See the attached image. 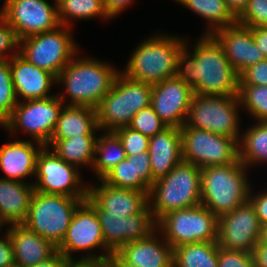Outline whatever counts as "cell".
<instances>
[{
    "instance_id": "obj_36",
    "label": "cell",
    "mask_w": 267,
    "mask_h": 267,
    "mask_svg": "<svg viewBox=\"0 0 267 267\" xmlns=\"http://www.w3.org/2000/svg\"><path fill=\"white\" fill-rule=\"evenodd\" d=\"M17 103L10 60L0 59V126L11 116Z\"/></svg>"
},
{
    "instance_id": "obj_30",
    "label": "cell",
    "mask_w": 267,
    "mask_h": 267,
    "mask_svg": "<svg viewBox=\"0 0 267 267\" xmlns=\"http://www.w3.org/2000/svg\"><path fill=\"white\" fill-rule=\"evenodd\" d=\"M180 5L206 19L205 33L214 34L217 30L237 23V17L224 0H174Z\"/></svg>"
},
{
    "instance_id": "obj_14",
    "label": "cell",
    "mask_w": 267,
    "mask_h": 267,
    "mask_svg": "<svg viewBox=\"0 0 267 267\" xmlns=\"http://www.w3.org/2000/svg\"><path fill=\"white\" fill-rule=\"evenodd\" d=\"M95 248L102 249V254H90V251ZM57 250L69 260H75L72 255L80 251H87L86 253L89 252V254L79 257L78 260H102L112 253L105 245L96 211L86 201H83L75 210L67 233Z\"/></svg>"
},
{
    "instance_id": "obj_15",
    "label": "cell",
    "mask_w": 267,
    "mask_h": 267,
    "mask_svg": "<svg viewBox=\"0 0 267 267\" xmlns=\"http://www.w3.org/2000/svg\"><path fill=\"white\" fill-rule=\"evenodd\" d=\"M47 0H4L3 18L19 40L48 32L60 26L57 3Z\"/></svg>"
},
{
    "instance_id": "obj_25",
    "label": "cell",
    "mask_w": 267,
    "mask_h": 267,
    "mask_svg": "<svg viewBox=\"0 0 267 267\" xmlns=\"http://www.w3.org/2000/svg\"><path fill=\"white\" fill-rule=\"evenodd\" d=\"M102 180L117 188L149 191L154 183L149 151L128 155L112 168Z\"/></svg>"
},
{
    "instance_id": "obj_48",
    "label": "cell",
    "mask_w": 267,
    "mask_h": 267,
    "mask_svg": "<svg viewBox=\"0 0 267 267\" xmlns=\"http://www.w3.org/2000/svg\"><path fill=\"white\" fill-rule=\"evenodd\" d=\"M255 267H267V244L259 241L252 251Z\"/></svg>"
},
{
    "instance_id": "obj_47",
    "label": "cell",
    "mask_w": 267,
    "mask_h": 267,
    "mask_svg": "<svg viewBox=\"0 0 267 267\" xmlns=\"http://www.w3.org/2000/svg\"><path fill=\"white\" fill-rule=\"evenodd\" d=\"M68 262L69 259H67L63 253L57 250L51 257L32 267H66Z\"/></svg>"
},
{
    "instance_id": "obj_39",
    "label": "cell",
    "mask_w": 267,
    "mask_h": 267,
    "mask_svg": "<svg viewBox=\"0 0 267 267\" xmlns=\"http://www.w3.org/2000/svg\"><path fill=\"white\" fill-rule=\"evenodd\" d=\"M114 133L121 140L127 156L133 154L137 155L149 149L150 137L143 135L141 132L129 126L118 128Z\"/></svg>"
},
{
    "instance_id": "obj_33",
    "label": "cell",
    "mask_w": 267,
    "mask_h": 267,
    "mask_svg": "<svg viewBox=\"0 0 267 267\" xmlns=\"http://www.w3.org/2000/svg\"><path fill=\"white\" fill-rule=\"evenodd\" d=\"M127 157L123 144L114 132H104L97 138L91 170L102 179L112 168Z\"/></svg>"
},
{
    "instance_id": "obj_18",
    "label": "cell",
    "mask_w": 267,
    "mask_h": 267,
    "mask_svg": "<svg viewBox=\"0 0 267 267\" xmlns=\"http://www.w3.org/2000/svg\"><path fill=\"white\" fill-rule=\"evenodd\" d=\"M192 88L178 78L152 85L151 107L167 127L181 128L187 119Z\"/></svg>"
},
{
    "instance_id": "obj_52",
    "label": "cell",
    "mask_w": 267,
    "mask_h": 267,
    "mask_svg": "<svg viewBox=\"0 0 267 267\" xmlns=\"http://www.w3.org/2000/svg\"><path fill=\"white\" fill-rule=\"evenodd\" d=\"M94 267H114L107 259L94 260Z\"/></svg>"
},
{
    "instance_id": "obj_45",
    "label": "cell",
    "mask_w": 267,
    "mask_h": 267,
    "mask_svg": "<svg viewBox=\"0 0 267 267\" xmlns=\"http://www.w3.org/2000/svg\"><path fill=\"white\" fill-rule=\"evenodd\" d=\"M135 0H103L105 11L108 17L112 20L117 15L122 13L127 6L131 5Z\"/></svg>"
},
{
    "instance_id": "obj_29",
    "label": "cell",
    "mask_w": 267,
    "mask_h": 267,
    "mask_svg": "<svg viewBox=\"0 0 267 267\" xmlns=\"http://www.w3.org/2000/svg\"><path fill=\"white\" fill-rule=\"evenodd\" d=\"M97 136L79 135L68 139H51L47 147L69 164L91 168L94 162Z\"/></svg>"
},
{
    "instance_id": "obj_1",
    "label": "cell",
    "mask_w": 267,
    "mask_h": 267,
    "mask_svg": "<svg viewBox=\"0 0 267 267\" xmlns=\"http://www.w3.org/2000/svg\"><path fill=\"white\" fill-rule=\"evenodd\" d=\"M193 46L185 41L176 62L175 78L188 84L194 94H239V75L229 63L222 44L213 34H203Z\"/></svg>"
},
{
    "instance_id": "obj_55",
    "label": "cell",
    "mask_w": 267,
    "mask_h": 267,
    "mask_svg": "<svg viewBox=\"0 0 267 267\" xmlns=\"http://www.w3.org/2000/svg\"><path fill=\"white\" fill-rule=\"evenodd\" d=\"M2 18H3V7L0 10V19H2Z\"/></svg>"
},
{
    "instance_id": "obj_10",
    "label": "cell",
    "mask_w": 267,
    "mask_h": 267,
    "mask_svg": "<svg viewBox=\"0 0 267 267\" xmlns=\"http://www.w3.org/2000/svg\"><path fill=\"white\" fill-rule=\"evenodd\" d=\"M70 29L60 25L54 30L21 39L19 54L31 64L57 77L80 52Z\"/></svg>"
},
{
    "instance_id": "obj_32",
    "label": "cell",
    "mask_w": 267,
    "mask_h": 267,
    "mask_svg": "<svg viewBox=\"0 0 267 267\" xmlns=\"http://www.w3.org/2000/svg\"><path fill=\"white\" fill-rule=\"evenodd\" d=\"M217 241L183 244L173 248V267H218Z\"/></svg>"
},
{
    "instance_id": "obj_9",
    "label": "cell",
    "mask_w": 267,
    "mask_h": 267,
    "mask_svg": "<svg viewBox=\"0 0 267 267\" xmlns=\"http://www.w3.org/2000/svg\"><path fill=\"white\" fill-rule=\"evenodd\" d=\"M238 95L193 94L185 124L230 138H240Z\"/></svg>"
},
{
    "instance_id": "obj_24",
    "label": "cell",
    "mask_w": 267,
    "mask_h": 267,
    "mask_svg": "<svg viewBox=\"0 0 267 267\" xmlns=\"http://www.w3.org/2000/svg\"><path fill=\"white\" fill-rule=\"evenodd\" d=\"M8 227L6 231L12 243L16 267L35 266L57 251V247L53 243L23 224H14Z\"/></svg>"
},
{
    "instance_id": "obj_49",
    "label": "cell",
    "mask_w": 267,
    "mask_h": 267,
    "mask_svg": "<svg viewBox=\"0 0 267 267\" xmlns=\"http://www.w3.org/2000/svg\"><path fill=\"white\" fill-rule=\"evenodd\" d=\"M228 8L237 17L247 6L249 0H224Z\"/></svg>"
},
{
    "instance_id": "obj_26",
    "label": "cell",
    "mask_w": 267,
    "mask_h": 267,
    "mask_svg": "<svg viewBox=\"0 0 267 267\" xmlns=\"http://www.w3.org/2000/svg\"><path fill=\"white\" fill-rule=\"evenodd\" d=\"M148 151L153 179L157 180L167 175L183 161L180 128L166 127L150 137Z\"/></svg>"
},
{
    "instance_id": "obj_5",
    "label": "cell",
    "mask_w": 267,
    "mask_h": 267,
    "mask_svg": "<svg viewBox=\"0 0 267 267\" xmlns=\"http://www.w3.org/2000/svg\"><path fill=\"white\" fill-rule=\"evenodd\" d=\"M201 204V168L185 161L150 186L148 205L157 221L164 214Z\"/></svg>"
},
{
    "instance_id": "obj_13",
    "label": "cell",
    "mask_w": 267,
    "mask_h": 267,
    "mask_svg": "<svg viewBox=\"0 0 267 267\" xmlns=\"http://www.w3.org/2000/svg\"><path fill=\"white\" fill-rule=\"evenodd\" d=\"M34 177V191L75 198L88 197L89 185H83L78 167L61 159L47 146H44L37 156Z\"/></svg>"
},
{
    "instance_id": "obj_21",
    "label": "cell",
    "mask_w": 267,
    "mask_h": 267,
    "mask_svg": "<svg viewBox=\"0 0 267 267\" xmlns=\"http://www.w3.org/2000/svg\"><path fill=\"white\" fill-rule=\"evenodd\" d=\"M99 186H88V196L109 215L127 217L140 213L148 205L149 191L117 188L99 179Z\"/></svg>"
},
{
    "instance_id": "obj_46",
    "label": "cell",
    "mask_w": 267,
    "mask_h": 267,
    "mask_svg": "<svg viewBox=\"0 0 267 267\" xmlns=\"http://www.w3.org/2000/svg\"><path fill=\"white\" fill-rule=\"evenodd\" d=\"M256 46L267 59V26L250 27Z\"/></svg>"
},
{
    "instance_id": "obj_7",
    "label": "cell",
    "mask_w": 267,
    "mask_h": 267,
    "mask_svg": "<svg viewBox=\"0 0 267 267\" xmlns=\"http://www.w3.org/2000/svg\"><path fill=\"white\" fill-rule=\"evenodd\" d=\"M86 199L35 191L23 225L58 247L67 233L75 210Z\"/></svg>"
},
{
    "instance_id": "obj_37",
    "label": "cell",
    "mask_w": 267,
    "mask_h": 267,
    "mask_svg": "<svg viewBox=\"0 0 267 267\" xmlns=\"http://www.w3.org/2000/svg\"><path fill=\"white\" fill-rule=\"evenodd\" d=\"M129 127L141 132L143 135L152 137L155 134L164 130L167 126L158 117L154 109L149 106L140 109L134 116L129 124Z\"/></svg>"
},
{
    "instance_id": "obj_27",
    "label": "cell",
    "mask_w": 267,
    "mask_h": 267,
    "mask_svg": "<svg viewBox=\"0 0 267 267\" xmlns=\"http://www.w3.org/2000/svg\"><path fill=\"white\" fill-rule=\"evenodd\" d=\"M34 192L32 182L0 177V218L6 225L25 222Z\"/></svg>"
},
{
    "instance_id": "obj_51",
    "label": "cell",
    "mask_w": 267,
    "mask_h": 267,
    "mask_svg": "<svg viewBox=\"0 0 267 267\" xmlns=\"http://www.w3.org/2000/svg\"><path fill=\"white\" fill-rule=\"evenodd\" d=\"M66 267H94V260H69Z\"/></svg>"
},
{
    "instance_id": "obj_53",
    "label": "cell",
    "mask_w": 267,
    "mask_h": 267,
    "mask_svg": "<svg viewBox=\"0 0 267 267\" xmlns=\"http://www.w3.org/2000/svg\"><path fill=\"white\" fill-rule=\"evenodd\" d=\"M260 241L267 244V225L262 227Z\"/></svg>"
},
{
    "instance_id": "obj_11",
    "label": "cell",
    "mask_w": 267,
    "mask_h": 267,
    "mask_svg": "<svg viewBox=\"0 0 267 267\" xmlns=\"http://www.w3.org/2000/svg\"><path fill=\"white\" fill-rule=\"evenodd\" d=\"M63 106L56 94L45 99L20 100L2 127L14 135L23 130L31 140L47 146Z\"/></svg>"
},
{
    "instance_id": "obj_4",
    "label": "cell",
    "mask_w": 267,
    "mask_h": 267,
    "mask_svg": "<svg viewBox=\"0 0 267 267\" xmlns=\"http://www.w3.org/2000/svg\"><path fill=\"white\" fill-rule=\"evenodd\" d=\"M147 38L133 50L121 72L131 79L151 85L173 78L179 52L186 40L166 33Z\"/></svg>"
},
{
    "instance_id": "obj_23",
    "label": "cell",
    "mask_w": 267,
    "mask_h": 267,
    "mask_svg": "<svg viewBox=\"0 0 267 267\" xmlns=\"http://www.w3.org/2000/svg\"><path fill=\"white\" fill-rule=\"evenodd\" d=\"M43 144L33 140H16L0 146V168L5 179L25 182V178L35 176L37 156Z\"/></svg>"
},
{
    "instance_id": "obj_34",
    "label": "cell",
    "mask_w": 267,
    "mask_h": 267,
    "mask_svg": "<svg viewBox=\"0 0 267 267\" xmlns=\"http://www.w3.org/2000/svg\"><path fill=\"white\" fill-rule=\"evenodd\" d=\"M60 25L71 27L72 19L87 20L95 17L109 20L103 0H56Z\"/></svg>"
},
{
    "instance_id": "obj_2",
    "label": "cell",
    "mask_w": 267,
    "mask_h": 267,
    "mask_svg": "<svg viewBox=\"0 0 267 267\" xmlns=\"http://www.w3.org/2000/svg\"><path fill=\"white\" fill-rule=\"evenodd\" d=\"M77 58L75 55L57 76V84L65 86L64 94L59 92L57 96L64 105L96 108L112 88L120 70L105 61Z\"/></svg>"
},
{
    "instance_id": "obj_40",
    "label": "cell",
    "mask_w": 267,
    "mask_h": 267,
    "mask_svg": "<svg viewBox=\"0 0 267 267\" xmlns=\"http://www.w3.org/2000/svg\"><path fill=\"white\" fill-rule=\"evenodd\" d=\"M19 47L20 40L15 30L4 18L0 19V59L10 60L18 55Z\"/></svg>"
},
{
    "instance_id": "obj_41",
    "label": "cell",
    "mask_w": 267,
    "mask_h": 267,
    "mask_svg": "<svg viewBox=\"0 0 267 267\" xmlns=\"http://www.w3.org/2000/svg\"><path fill=\"white\" fill-rule=\"evenodd\" d=\"M218 267H255L252 253L244 251L218 250Z\"/></svg>"
},
{
    "instance_id": "obj_35",
    "label": "cell",
    "mask_w": 267,
    "mask_h": 267,
    "mask_svg": "<svg viewBox=\"0 0 267 267\" xmlns=\"http://www.w3.org/2000/svg\"><path fill=\"white\" fill-rule=\"evenodd\" d=\"M238 97L241 108L256 121H267V86L239 85Z\"/></svg>"
},
{
    "instance_id": "obj_19",
    "label": "cell",
    "mask_w": 267,
    "mask_h": 267,
    "mask_svg": "<svg viewBox=\"0 0 267 267\" xmlns=\"http://www.w3.org/2000/svg\"><path fill=\"white\" fill-rule=\"evenodd\" d=\"M222 44L229 63L240 75L246 68L266 59L256 46L249 27L234 24L213 34Z\"/></svg>"
},
{
    "instance_id": "obj_43",
    "label": "cell",
    "mask_w": 267,
    "mask_h": 267,
    "mask_svg": "<svg viewBox=\"0 0 267 267\" xmlns=\"http://www.w3.org/2000/svg\"><path fill=\"white\" fill-rule=\"evenodd\" d=\"M253 189L250 187L249 201L255 207L256 215L259 218L261 226L267 225V191H260L258 193L251 192Z\"/></svg>"
},
{
    "instance_id": "obj_50",
    "label": "cell",
    "mask_w": 267,
    "mask_h": 267,
    "mask_svg": "<svg viewBox=\"0 0 267 267\" xmlns=\"http://www.w3.org/2000/svg\"><path fill=\"white\" fill-rule=\"evenodd\" d=\"M114 267H140L135 266L129 263H126L124 260H122L115 252H112L107 258H106Z\"/></svg>"
},
{
    "instance_id": "obj_20",
    "label": "cell",
    "mask_w": 267,
    "mask_h": 267,
    "mask_svg": "<svg viewBox=\"0 0 267 267\" xmlns=\"http://www.w3.org/2000/svg\"><path fill=\"white\" fill-rule=\"evenodd\" d=\"M10 69L18 102L19 98L27 101L55 96L49 93L57 77L49 71L31 64L20 54L10 59Z\"/></svg>"
},
{
    "instance_id": "obj_22",
    "label": "cell",
    "mask_w": 267,
    "mask_h": 267,
    "mask_svg": "<svg viewBox=\"0 0 267 267\" xmlns=\"http://www.w3.org/2000/svg\"><path fill=\"white\" fill-rule=\"evenodd\" d=\"M155 229L147 237L127 242L115 253L126 263L140 267H173V247ZM161 241V242H160Z\"/></svg>"
},
{
    "instance_id": "obj_12",
    "label": "cell",
    "mask_w": 267,
    "mask_h": 267,
    "mask_svg": "<svg viewBox=\"0 0 267 267\" xmlns=\"http://www.w3.org/2000/svg\"><path fill=\"white\" fill-rule=\"evenodd\" d=\"M183 161L199 168L227 165L239 159L240 138H230L206 130L188 127L180 128Z\"/></svg>"
},
{
    "instance_id": "obj_38",
    "label": "cell",
    "mask_w": 267,
    "mask_h": 267,
    "mask_svg": "<svg viewBox=\"0 0 267 267\" xmlns=\"http://www.w3.org/2000/svg\"><path fill=\"white\" fill-rule=\"evenodd\" d=\"M237 23L249 28L267 26V0H249Z\"/></svg>"
},
{
    "instance_id": "obj_16",
    "label": "cell",
    "mask_w": 267,
    "mask_h": 267,
    "mask_svg": "<svg viewBox=\"0 0 267 267\" xmlns=\"http://www.w3.org/2000/svg\"><path fill=\"white\" fill-rule=\"evenodd\" d=\"M262 226L255 207L248 200L218 218L217 243L226 250L252 253L260 241Z\"/></svg>"
},
{
    "instance_id": "obj_42",
    "label": "cell",
    "mask_w": 267,
    "mask_h": 267,
    "mask_svg": "<svg viewBox=\"0 0 267 267\" xmlns=\"http://www.w3.org/2000/svg\"><path fill=\"white\" fill-rule=\"evenodd\" d=\"M239 85L267 86V59L246 68L239 75Z\"/></svg>"
},
{
    "instance_id": "obj_44",
    "label": "cell",
    "mask_w": 267,
    "mask_h": 267,
    "mask_svg": "<svg viewBox=\"0 0 267 267\" xmlns=\"http://www.w3.org/2000/svg\"><path fill=\"white\" fill-rule=\"evenodd\" d=\"M0 238V267H16L14 252L7 231Z\"/></svg>"
},
{
    "instance_id": "obj_31",
    "label": "cell",
    "mask_w": 267,
    "mask_h": 267,
    "mask_svg": "<svg viewBox=\"0 0 267 267\" xmlns=\"http://www.w3.org/2000/svg\"><path fill=\"white\" fill-rule=\"evenodd\" d=\"M239 160L248 168L267 162V121H256L241 133L239 142Z\"/></svg>"
},
{
    "instance_id": "obj_3",
    "label": "cell",
    "mask_w": 267,
    "mask_h": 267,
    "mask_svg": "<svg viewBox=\"0 0 267 267\" xmlns=\"http://www.w3.org/2000/svg\"><path fill=\"white\" fill-rule=\"evenodd\" d=\"M247 168L239 159L227 165L201 169V204L218 218L249 200Z\"/></svg>"
},
{
    "instance_id": "obj_54",
    "label": "cell",
    "mask_w": 267,
    "mask_h": 267,
    "mask_svg": "<svg viewBox=\"0 0 267 267\" xmlns=\"http://www.w3.org/2000/svg\"><path fill=\"white\" fill-rule=\"evenodd\" d=\"M5 223L3 222V220L0 218V232H1V230H3L2 228H3V226L5 227Z\"/></svg>"
},
{
    "instance_id": "obj_17",
    "label": "cell",
    "mask_w": 267,
    "mask_h": 267,
    "mask_svg": "<svg viewBox=\"0 0 267 267\" xmlns=\"http://www.w3.org/2000/svg\"><path fill=\"white\" fill-rule=\"evenodd\" d=\"M95 211L102 227L105 245L116 252L127 242L141 240L156 229V221L147 205L140 213L127 217L109 215L89 196L85 200Z\"/></svg>"
},
{
    "instance_id": "obj_8",
    "label": "cell",
    "mask_w": 267,
    "mask_h": 267,
    "mask_svg": "<svg viewBox=\"0 0 267 267\" xmlns=\"http://www.w3.org/2000/svg\"><path fill=\"white\" fill-rule=\"evenodd\" d=\"M156 229L173 247L217 241L218 217L202 204L174 210L156 221Z\"/></svg>"
},
{
    "instance_id": "obj_6",
    "label": "cell",
    "mask_w": 267,
    "mask_h": 267,
    "mask_svg": "<svg viewBox=\"0 0 267 267\" xmlns=\"http://www.w3.org/2000/svg\"><path fill=\"white\" fill-rule=\"evenodd\" d=\"M152 85L131 79L121 71L110 91L96 107L97 126L100 131L114 132L129 126L133 116L151 105Z\"/></svg>"
},
{
    "instance_id": "obj_28",
    "label": "cell",
    "mask_w": 267,
    "mask_h": 267,
    "mask_svg": "<svg viewBox=\"0 0 267 267\" xmlns=\"http://www.w3.org/2000/svg\"><path fill=\"white\" fill-rule=\"evenodd\" d=\"M96 108L64 105L51 139H68L79 135H95L99 132Z\"/></svg>"
}]
</instances>
